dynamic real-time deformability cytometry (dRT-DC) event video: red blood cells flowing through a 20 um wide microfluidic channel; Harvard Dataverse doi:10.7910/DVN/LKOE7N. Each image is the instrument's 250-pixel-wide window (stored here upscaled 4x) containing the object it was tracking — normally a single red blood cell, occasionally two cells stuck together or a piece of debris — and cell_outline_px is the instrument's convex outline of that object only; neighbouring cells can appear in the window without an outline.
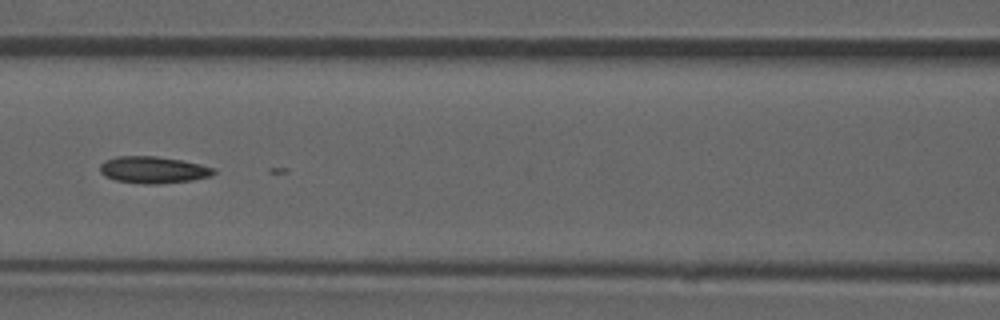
{"species": "common noctule bat (a hibernating species)", "species_latin": "Nyctalus noctula", "temperature_condition": "room temperature", "stored_images_in_passage": 54, "camera_frame_rate_fps": 3000, "um_per_image_px": 0.085, "animal": {"sex": "male", "forearm_length_mm": 52.5}, "frame": {"image": 1, "passage_image": 24, "time_ms": 7.667, "image_size_px": [1000, 320], "cell_outline_px": [[216, 172], [208, 176], [192, 180], [156, 184], [144, 184], [116, 180], [104, 176], [100, 172], [100, 164], [104, 160], [116, 156], [156, 156], [180, 160], [200, 164], [216, 168]], "centroid_in_image_um": [12.99, 14.43], "position_along_channel_um": 153.6, "area_um2": 17.74}}